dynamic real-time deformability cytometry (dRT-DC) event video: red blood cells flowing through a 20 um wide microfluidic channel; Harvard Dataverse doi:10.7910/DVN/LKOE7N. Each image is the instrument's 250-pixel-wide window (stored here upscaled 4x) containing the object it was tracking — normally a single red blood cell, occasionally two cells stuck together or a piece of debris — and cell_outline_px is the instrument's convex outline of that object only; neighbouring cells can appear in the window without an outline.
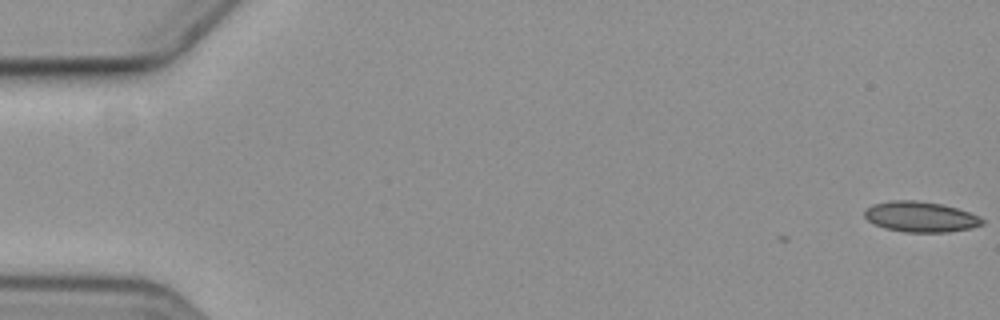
{"species": "common noctule bat (a hibernating species)", "species_latin": "Nyctalus noctula", "temperature_condition": "cold", "stored_images_in_passage": 2, "camera_frame_rate_fps": 3000, "um_per_image_px": 0.085, "animal": {"sex": "female", "body_mass_g": 19.3, "forearm_length_mm": 54.1}, "frame": {"image": 1, "passage_image": 2, "time_ms": 1.333, "image_size_px": [1000, 320], "cell_outline_px": [[984, 224], [972, 228], [948, 232], [904, 232], [884, 228], [868, 220], [864, 216], [864, 212], [872, 204], [892, 200], [916, 200], [940, 204], [956, 208], [980, 216], [984, 220]], "centroid_in_image_um": [78.26, 18.43], "position_along_channel_um": 6.7, "area_um2": 20.87}}